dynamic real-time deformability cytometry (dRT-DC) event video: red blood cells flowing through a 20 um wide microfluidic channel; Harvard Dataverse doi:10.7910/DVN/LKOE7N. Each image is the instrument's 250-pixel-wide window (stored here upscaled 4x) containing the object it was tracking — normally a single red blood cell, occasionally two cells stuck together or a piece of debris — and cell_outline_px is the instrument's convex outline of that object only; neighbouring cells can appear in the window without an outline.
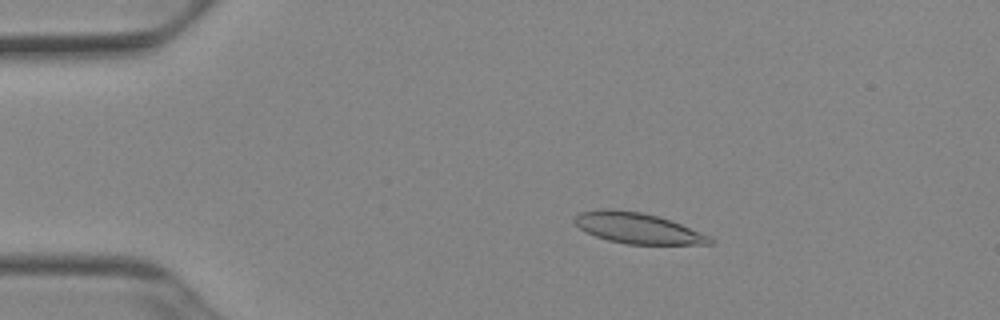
{"species": "Egyptian fruit bat (a non-hibernating species)", "species_latin": "Rousettus aegyptiacus", "temperature_condition": "cold", "stored_images_in_passage": 52, "camera_frame_rate_fps": 3000, "um_per_image_px": 0.085, "animal": {"sex": "female"}, "frame": {"image": 1, "passage_image": 10, "time_ms": 3.0, "image_size_px": [1000, 320], "cell_outline_px": [[716, 240], [712, 244], [624, 244], [608, 240], [596, 236], [580, 228], [572, 220], [580, 212], [604, 208], [612, 208], [640, 212], [656, 216], [680, 224], [712, 236]], "centroid_in_image_um": [54.22, 19.39], "position_along_channel_um": 30.8, "area_um2": 24.16}}
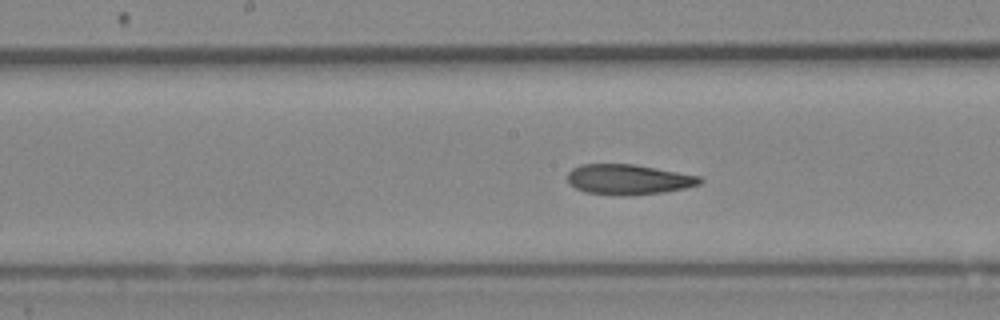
{"frame": {"image": 2, "passage_image": 27, "time_ms": 8.667, "image_size_px": [1000, 320], "cell_outline_px": [[704, 180], [700, 184], [684, 188], [664, 192], [628, 196], [620, 196], [588, 192], [576, 188], [568, 180], [568, 172], [572, 168], [580, 164], [636, 164], [700, 176]], "centroid_in_image_um": [53.44, 15.25], "position_along_channel_um": 194.8, "area_um2": 23.35}}
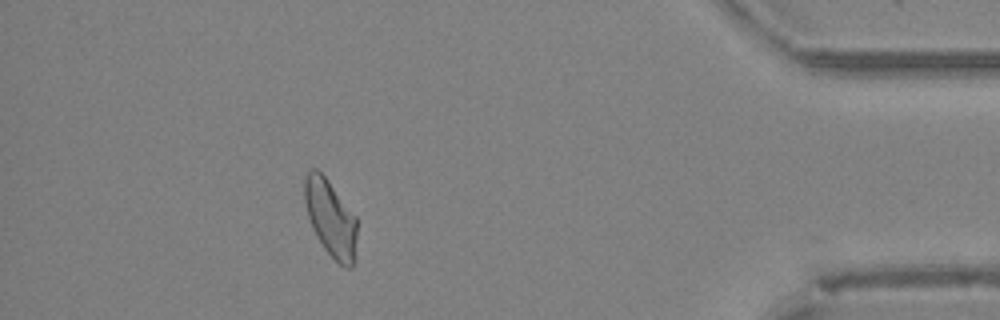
{"frame": {"image": 3, "passage_image": 47, "time_ms": 15.333, "image_size_px": [1000, 320], "cell_outline_px": [[356, 236], [352, 268], [348, 268], [340, 264], [324, 248], [316, 236], [312, 228], [308, 216], [304, 200], [304, 180], [308, 172], [312, 168], [316, 168], [328, 180], [356, 216]], "centroid_in_image_um": [28.08, 18.52], "position_along_channel_um": 407.1, "area_um2": 23.12}, "authors_computed_cell_mechanics": {"area_um2": 23.9581, "velocity_mm_per_s": 3.8951, "shape_relaxation_time_tau1_ms": 9.0863, "shape_relaxation_time_tau2_ms": 4.4962, "deformation_change_tau1": 0.1865, "deformation_change_tau2": 0.114}}